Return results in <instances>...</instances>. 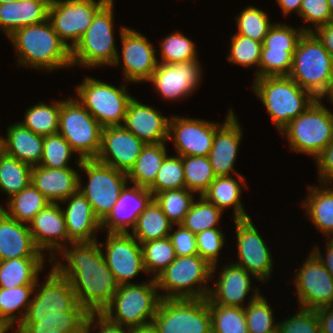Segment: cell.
Segmentation results:
<instances>
[{"label":"cell","instance_id":"obj_9","mask_svg":"<svg viewBox=\"0 0 333 333\" xmlns=\"http://www.w3.org/2000/svg\"><path fill=\"white\" fill-rule=\"evenodd\" d=\"M103 127L75 98L61 100L58 133L82 159H95L100 151Z\"/></svg>","mask_w":333,"mask_h":333},{"label":"cell","instance_id":"obj_2","mask_svg":"<svg viewBox=\"0 0 333 333\" xmlns=\"http://www.w3.org/2000/svg\"><path fill=\"white\" fill-rule=\"evenodd\" d=\"M8 39L19 66L47 72L72 67L71 49L59 38L48 19L17 29Z\"/></svg>","mask_w":333,"mask_h":333},{"label":"cell","instance_id":"obj_8","mask_svg":"<svg viewBox=\"0 0 333 333\" xmlns=\"http://www.w3.org/2000/svg\"><path fill=\"white\" fill-rule=\"evenodd\" d=\"M287 137L291 151L316 158L333 139V113L322 99L312 104L279 133Z\"/></svg>","mask_w":333,"mask_h":333},{"label":"cell","instance_id":"obj_11","mask_svg":"<svg viewBox=\"0 0 333 333\" xmlns=\"http://www.w3.org/2000/svg\"><path fill=\"white\" fill-rule=\"evenodd\" d=\"M77 166L88 176L87 183L83 185L79 174L78 190L85 196L95 216L102 222L112 211L122 189L128 184L127 173L100 163L96 159H82Z\"/></svg>","mask_w":333,"mask_h":333},{"label":"cell","instance_id":"obj_37","mask_svg":"<svg viewBox=\"0 0 333 333\" xmlns=\"http://www.w3.org/2000/svg\"><path fill=\"white\" fill-rule=\"evenodd\" d=\"M172 225L161 207L152 199L138 216L136 225L131 229L130 234L142 244L146 241L169 237Z\"/></svg>","mask_w":333,"mask_h":333},{"label":"cell","instance_id":"obj_16","mask_svg":"<svg viewBox=\"0 0 333 333\" xmlns=\"http://www.w3.org/2000/svg\"><path fill=\"white\" fill-rule=\"evenodd\" d=\"M236 232L237 258L234 264L254 275L260 282L269 281L273 271L274 258L251 217L233 219Z\"/></svg>","mask_w":333,"mask_h":333},{"label":"cell","instance_id":"obj_62","mask_svg":"<svg viewBox=\"0 0 333 333\" xmlns=\"http://www.w3.org/2000/svg\"><path fill=\"white\" fill-rule=\"evenodd\" d=\"M327 243L324 252L322 254L319 247L316 245L312 248V252L317 256V258L322 262L325 269L332 275L333 277V238H327ZM324 255V256H323Z\"/></svg>","mask_w":333,"mask_h":333},{"label":"cell","instance_id":"obj_1","mask_svg":"<svg viewBox=\"0 0 333 333\" xmlns=\"http://www.w3.org/2000/svg\"><path fill=\"white\" fill-rule=\"evenodd\" d=\"M68 245L58 253L67 263L64 265L55 256L51 266L69 280L79 305L88 313H101L119 284L105 262L98 240Z\"/></svg>","mask_w":333,"mask_h":333},{"label":"cell","instance_id":"obj_5","mask_svg":"<svg viewBox=\"0 0 333 333\" xmlns=\"http://www.w3.org/2000/svg\"><path fill=\"white\" fill-rule=\"evenodd\" d=\"M114 0H109L93 17L91 25L71 49L72 66H112L118 50L114 37Z\"/></svg>","mask_w":333,"mask_h":333},{"label":"cell","instance_id":"obj_56","mask_svg":"<svg viewBox=\"0 0 333 333\" xmlns=\"http://www.w3.org/2000/svg\"><path fill=\"white\" fill-rule=\"evenodd\" d=\"M278 330L280 333H321L316 310L302 307L291 317L278 322Z\"/></svg>","mask_w":333,"mask_h":333},{"label":"cell","instance_id":"obj_17","mask_svg":"<svg viewBox=\"0 0 333 333\" xmlns=\"http://www.w3.org/2000/svg\"><path fill=\"white\" fill-rule=\"evenodd\" d=\"M294 276L299 307L318 309L333 306V277L310 250Z\"/></svg>","mask_w":333,"mask_h":333},{"label":"cell","instance_id":"obj_25","mask_svg":"<svg viewBox=\"0 0 333 333\" xmlns=\"http://www.w3.org/2000/svg\"><path fill=\"white\" fill-rule=\"evenodd\" d=\"M217 280L215 279L214 288H210L208 298L216 304L231 306V307H243L246 296L259 293L258 287L252 289L251 277L259 281L254 275L247 272L241 266L234 263L229 265H223ZM253 290V291H252Z\"/></svg>","mask_w":333,"mask_h":333},{"label":"cell","instance_id":"obj_28","mask_svg":"<svg viewBox=\"0 0 333 333\" xmlns=\"http://www.w3.org/2000/svg\"><path fill=\"white\" fill-rule=\"evenodd\" d=\"M31 183L51 203H60L78 191L79 173L72 167L52 169L33 166Z\"/></svg>","mask_w":333,"mask_h":333},{"label":"cell","instance_id":"obj_30","mask_svg":"<svg viewBox=\"0 0 333 333\" xmlns=\"http://www.w3.org/2000/svg\"><path fill=\"white\" fill-rule=\"evenodd\" d=\"M51 0H17L0 4V30L6 37L17 29L48 19Z\"/></svg>","mask_w":333,"mask_h":333},{"label":"cell","instance_id":"obj_63","mask_svg":"<svg viewBox=\"0 0 333 333\" xmlns=\"http://www.w3.org/2000/svg\"><path fill=\"white\" fill-rule=\"evenodd\" d=\"M321 333H333V306L316 309Z\"/></svg>","mask_w":333,"mask_h":333},{"label":"cell","instance_id":"obj_21","mask_svg":"<svg viewBox=\"0 0 333 333\" xmlns=\"http://www.w3.org/2000/svg\"><path fill=\"white\" fill-rule=\"evenodd\" d=\"M145 143L123 125L102 129L101 147L95 158L100 163L128 173Z\"/></svg>","mask_w":333,"mask_h":333},{"label":"cell","instance_id":"obj_66","mask_svg":"<svg viewBox=\"0 0 333 333\" xmlns=\"http://www.w3.org/2000/svg\"><path fill=\"white\" fill-rule=\"evenodd\" d=\"M12 327L5 321L0 320V333H7Z\"/></svg>","mask_w":333,"mask_h":333},{"label":"cell","instance_id":"obj_18","mask_svg":"<svg viewBox=\"0 0 333 333\" xmlns=\"http://www.w3.org/2000/svg\"><path fill=\"white\" fill-rule=\"evenodd\" d=\"M103 257L119 285L130 284V280L145 271L141 244L129 233L107 232L105 245L99 242Z\"/></svg>","mask_w":333,"mask_h":333},{"label":"cell","instance_id":"obj_3","mask_svg":"<svg viewBox=\"0 0 333 333\" xmlns=\"http://www.w3.org/2000/svg\"><path fill=\"white\" fill-rule=\"evenodd\" d=\"M252 92L264 104L280 133L316 99L289 76H268L253 80Z\"/></svg>","mask_w":333,"mask_h":333},{"label":"cell","instance_id":"obj_29","mask_svg":"<svg viewBox=\"0 0 333 333\" xmlns=\"http://www.w3.org/2000/svg\"><path fill=\"white\" fill-rule=\"evenodd\" d=\"M13 258H45L34 244L29 225L8 217L0 209V261Z\"/></svg>","mask_w":333,"mask_h":333},{"label":"cell","instance_id":"obj_60","mask_svg":"<svg viewBox=\"0 0 333 333\" xmlns=\"http://www.w3.org/2000/svg\"><path fill=\"white\" fill-rule=\"evenodd\" d=\"M319 183H333V139L326 148L314 158Z\"/></svg>","mask_w":333,"mask_h":333},{"label":"cell","instance_id":"obj_70","mask_svg":"<svg viewBox=\"0 0 333 333\" xmlns=\"http://www.w3.org/2000/svg\"><path fill=\"white\" fill-rule=\"evenodd\" d=\"M272 333H280V331L277 329V330H275V331L272 332Z\"/></svg>","mask_w":333,"mask_h":333},{"label":"cell","instance_id":"obj_6","mask_svg":"<svg viewBox=\"0 0 333 333\" xmlns=\"http://www.w3.org/2000/svg\"><path fill=\"white\" fill-rule=\"evenodd\" d=\"M211 271L212 265L198 254L176 257L155 277L158 291L163 290L159 293L160 298H207L211 288L207 284L211 281Z\"/></svg>","mask_w":333,"mask_h":333},{"label":"cell","instance_id":"obj_50","mask_svg":"<svg viewBox=\"0 0 333 333\" xmlns=\"http://www.w3.org/2000/svg\"><path fill=\"white\" fill-rule=\"evenodd\" d=\"M185 186L183 157L166 155L157 173L153 184L148 190L154 196L156 193L166 190L183 189Z\"/></svg>","mask_w":333,"mask_h":333},{"label":"cell","instance_id":"obj_49","mask_svg":"<svg viewBox=\"0 0 333 333\" xmlns=\"http://www.w3.org/2000/svg\"><path fill=\"white\" fill-rule=\"evenodd\" d=\"M296 48L262 47L259 71L254 78L289 76Z\"/></svg>","mask_w":333,"mask_h":333},{"label":"cell","instance_id":"obj_69","mask_svg":"<svg viewBox=\"0 0 333 333\" xmlns=\"http://www.w3.org/2000/svg\"><path fill=\"white\" fill-rule=\"evenodd\" d=\"M13 1H17V0H0V4L6 3V2H13Z\"/></svg>","mask_w":333,"mask_h":333},{"label":"cell","instance_id":"obj_31","mask_svg":"<svg viewBox=\"0 0 333 333\" xmlns=\"http://www.w3.org/2000/svg\"><path fill=\"white\" fill-rule=\"evenodd\" d=\"M6 131L5 137L0 135V149L32 167L39 165L44 136L35 134L21 122L9 125Z\"/></svg>","mask_w":333,"mask_h":333},{"label":"cell","instance_id":"obj_65","mask_svg":"<svg viewBox=\"0 0 333 333\" xmlns=\"http://www.w3.org/2000/svg\"><path fill=\"white\" fill-rule=\"evenodd\" d=\"M130 333H159L157 328L151 323L141 327L130 328Z\"/></svg>","mask_w":333,"mask_h":333},{"label":"cell","instance_id":"obj_45","mask_svg":"<svg viewBox=\"0 0 333 333\" xmlns=\"http://www.w3.org/2000/svg\"><path fill=\"white\" fill-rule=\"evenodd\" d=\"M197 198L185 215L181 225L195 235L207 229L219 228L218 225L223 211L203 196H198Z\"/></svg>","mask_w":333,"mask_h":333},{"label":"cell","instance_id":"obj_59","mask_svg":"<svg viewBox=\"0 0 333 333\" xmlns=\"http://www.w3.org/2000/svg\"><path fill=\"white\" fill-rule=\"evenodd\" d=\"M130 333V328L110 321L102 313H89L85 323V333Z\"/></svg>","mask_w":333,"mask_h":333},{"label":"cell","instance_id":"obj_15","mask_svg":"<svg viewBox=\"0 0 333 333\" xmlns=\"http://www.w3.org/2000/svg\"><path fill=\"white\" fill-rule=\"evenodd\" d=\"M50 269L42 284L38 279L25 317L64 316V312H87L78 304L69 280L62 277L52 266Z\"/></svg>","mask_w":333,"mask_h":333},{"label":"cell","instance_id":"obj_39","mask_svg":"<svg viewBox=\"0 0 333 333\" xmlns=\"http://www.w3.org/2000/svg\"><path fill=\"white\" fill-rule=\"evenodd\" d=\"M35 286L0 288V320L7 322L13 329L16 324L18 327L26 316Z\"/></svg>","mask_w":333,"mask_h":333},{"label":"cell","instance_id":"obj_58","mask_svg":"<svg viewBox=\"0 0 333 333\" xmlns=\"http://www.w3.org/2000/svg\"><path fill=\"white\" fill-rule=\"evenodd\" d=\"M173 226L175 225H172L169 238L174 247L176 257L198 254L196 235L189 229L184 228L181 224L177 225L178 228L176 230Z\"/></svg>","mask_w":333,"mask_h":333},{"label":"cell","instance_id":"obj_61","mask_svg":"<svg viewBox=\"0 0 333 333\" xmlns=\"http://www.w3.org/2000/svg\"><path fill=\"white\" fill-rule=\"evenodd\" d=\"M312 32L322 42L333 59V22L321 25Z\"/></svg>","mask_w":333,"mask_h":333},{"label":"cell","instance_id":"obj_43","mask_svg":"<svg viewBox=\"0 0 333 333\" xmlns=\"http://www.w3.org/2000/svg\"><path fill=\"white\" fill-rule=\"evenodd\" d=\"M211 314L212 333H249L243 307L213 303L206 298Z\"/></svg>","mask_w":333,"mask_h":333},{"label":"cell","instance_id":"obj_24","mask_svg":"<svg viewBox=\"0 0 333 333\" xmlns=\"http://www.w3.org/2000/svg\"><path fill=\"white\" fill-rule=\"evenodd\" d=\"M169 120L159 110L133 97L127 106L123 126L145 144L168 141Z\"/></svg>","mask_w":333,"mask_h":333},{"label":"cell","instance_id":"obj_52","mask_svg":"<svg viewBox=\"0 0 333 333\" xmlns=\"http://www.w3.org/2000/svg\"><path fill=\"white\" fill-rule=\"evenodd\" d=\"M230 49L227 60L244 68L256 66L255 74L259 71L262 42L255 41L241 34H234L230 38Z\"/></svg>","mask_w":333,"mask_h":333},{"label":"cell","instance_id":"obj_68","mask_svg":"<svg viewBox=\"0 0 333 333\" xmlns=\"http://www.w3.org/2000/svg\"><path fill=\"white\" fill-rule=\"evenodd\" d=\"M329 4V9L333 18V0H327Z\"/></svg>","mask_w":333,"mask_h":333},{"label":"cell","instance_id":"obj_14","mask_svg":"<svg viewBox=\"0 0 333 333\" xmlns=\"http://www.w3.org/2000/svg\"><path fill=\"white\" fill-rule=\"evenodd\" d=\"M119 32L122 56L118 52L113 66H119L122 63L123 66H120L126 82L147 83L158 65L157 50L146 36L135 29L123 25Z\"/></svg>","mask_w":333,"mask_h":333},{"label":"cell","instance_id":"obj_36","mask_svg":"<svg viewBox=\"0 0 333 333\" xmlns=\"http://www.w3.org/2000/svg\"><path fill=\"white\" fill-rule=\"evenodd\" d=\"M166 143L145 144L134 166L127 173L128 183L148 189L168 154Z\"/></svg>","mask_w":333,"mask_h":333},{"label":"cell","instance_id":"obj_67","mask_svg":"<svg viewBox=\"0 0 333 333\" xmlns=\"http://www.w3.org/2000/svg\"><path fill=\"white\" fill-rule=\"evenodd\" d=\"M325 96L332 104L333 103V82H332L330 90L328 91V93Z\"/></svg>","mask_w":333,"mask_h":333},{"label":"cell","instance_id":"obj_22","mask_svg":"<svg viewBox=\"0 0 333 333\" xmlns=\"http://www.w3.org/2000/svg\"><path fill=\"white\" fill-rule=\"evenodd\" d=\"M243 129L238 117L229 109L224 123L216 130L211 151L208 155L212 171L216 177L239 174L234 168Z\"/></svg>","mask_w":333,"mask_h":333},{"label":"cell","instance_id":"obj_32","mask_svg":"<svg viewBox=\"0 0 333 333\" xmlns=\"http://www.w3.org/2000/svg\"><path fill=\"white\" fill-rule=\"evenodd\" d=\"M235 176L238 178L237 180L231 176L216 177L202 196L223 212L232 207L234 219H246L250 216L247 214L240 197L242 186H247V184L244 176L240 174Z\"/></svg>","mask_w":333,"mask_h":333},{"label":"cell","instance_id":"obj_41","mask_svg":"<svg viewBox=\"0 0 333 333\" xmlns=\"http://www.w3.org/2000/svg\"><path fill=\"white\" fill-rule=\"evenodd\" d=\"M61 100L52 104L39 102L26 109L21 123L35 134L48 136L58 133Z\"/></svg>","mask_w":333,"mask_h":333},{"label":"cell","instance_id":"obj_10","mask_svg":"<svg viewBox=\"0 0 333 333\" xmlns=\"http://www.w3.org/2000/svg\"><path fill=\"white\" fill-rule=\"evenodd\" d=\"M76 86V98L104 128L123 125L126 109L133 98L128 83L118 88L104 81L86 76Z\"/></svg>","mask_w":333,"mask_h":333},{"label":"cell","instance_id":"obj_47","mask_svg":"<svg viewBox=\"0 0 333 333\" xmlns=\"http://www.w3.org/2000/svg\"><path fill=\"white\" fill-rule=\"evenodd\" d=\"M183 168L186 189L198 196H202L216 178L208 156H185Z\"/></svg>","mask_w":333,"mask_h":333},{"label":"cell","instance_id":"obj_20","mask_svg":"<svg viewBox=\"0 0 333 333\" xmlns=\"http://www.w3.org/2000/svg\"><path fill=\"white\" fill-rule=\"evenodd\" d=\"M199 59L176 64L158 63L148 83H152L163 100L179 101L196 91L203 75Z\"/></svg>","mask_w":333,"mask_h":333},{"label":"cell","instance_id":"obj_54","mask_svg":"<svg viewBox=\"0 0 333 333\" xmlns=\"http://www.w3.org/2000/svg\"><path fill=\"white\" fill-rule=\"evenodd\" d=\"M222 231L220 228H211L196 235L198 255L212 265L211 279H213V275L218 269L220 250H222L225 243V236Z\"/></svg>","mask_w":333,"mask_h":333},{"label":"cell","instance_id":"obj_55","mask_svg":"<svg viewBox=\"0 0 333 333\" xmlns=\"http://www.w3.org/2000/svg\"><path fill=\"white\" fill-rule=\"evenodd\" d=\"M311 26L292 27L288 24L274 23L263 39L262 47L296 48L304 32H312Z\"/></svg>","mask_w":333,"mask_h":333},{"label":"cell","instance_id":"obj_23","mask_svg":"<svg viewBox=\"0 0 333 333\" xmlns=\"http://www.w3.org/2000/svg\"><path fill=\"white\" fill-rule=\"evenodd\" d=\"M35 246L54 259L67 246V230L59 203H50L28 224ZM57 252V253H56Z\"/></svg>","mask_w":333,"mask_h":333},{"label":"cell","instance_id":"obj_34","mask_svg":"<svg viewBox=\"0 0 333 333\" xmlns=\"http://www.w3.org/2000/svg\"><path fill=\"white\" fill-rule=\"evenodd\" d=\"M88 312H64V316L25 317L15 333H85Z\"/></svg>","mask_w":333,"mask_h":333},{"label":"cell","instance_id":"obj_57","mask_svg":"<svg viewBox=\"0 0 333 333\" xmlns=\"http://www.w3.org/2000/svg\"><path fill=\"white\" fill-rule=\"evenodd\" d=\"M298 16L317 27L333 22L327 0H302Z\"/></svg>","mask_w":333,"mask_h":333},{"label":"cell","instance_id":"obj_42","mask_svg":"<svg viewBox=\"0 0 333 333\" xmlns=\"http://www.w3.org/2000/svg\"><path fill=\"white\" fill-rule=\"evenodd\" d=\"M244 311L249 333H272L278 329L274 311L263 294H252Z\"/></svg>","mask_w":333,"mask_h":333},{"label":"cell","instance_id":"obj_44","mask_svg":"<svg viewBox=\"0 0 333 333\" xmlns=\"http://www.w3.org/2000/svg\"><path fill=\"white\" fill-rule=\"evenodd\" d=\"M195 195L194 192L183 188L156 193L153 199L161 207L169 221L173 225H178L183 222L185 215L189 212L196 199Z\"/></svg>","mask_w":333,"mask_h":333},{"label":"cell","instance_id":"obj_12","mask_svg":"<svg viewBox=\"0 0 333 333\" xmlns=\"http://www.w3.org/2000/svg\"><path fill=\"white\" fill-rule=\"evenodd\" d=\"M152 324L159 333H212L206 298L161 299Z\"/></svg>","mask_w":333,"mask_h":333},{"label":"cell","instance_id":"obj_40","mask_svg":"<svg viewBox=\"0 0 333 333\" xmlns=\"http://www.w3.org/2000/svg\"><path fill=\"white\" fill-rule=\"evenodd\" d=\"M32 166L9 156L0 149V191L8 199L31 183Z\"/></svg>","mask_w":333,"mask_h":333},{"label":"cell","instance_id":"obj_13","mask_svg":"<svg viewBox=\"0 0 333 333\" xmlns=\"http://www.w3.org/2000/svg\"><path fill=\"white\" fill-rule=\"evenodd\" d=\"M108 1L51 0L48 20L59 38L72 49L91 25L93 17Z\"/></svg>","mask_w":333,"mask_h":333},{"label":"cell","instance_id":"obj_46","mask_svg":"<svg viewBox=\"0 0 333 333\" xmlns=\"http://www.w3.org/2000/svg\"><path fill=\"white\" fill-rule=\"evenodd\" d=\"M159 47L161 60L158 63H186L198 59L195 43L178 30L163 38Z\"/></svg>","mask_w":333,"mask_h":333},{"label":"cell","instance_id":"obj_64","mask_svg":"<svg viewBox=\"0 0 333 333\" xmlns=\"http://www.w3.org/2000/svg\"><path fill=\"white\" fill-rule=\"evenodd\" d=\"M282 9L283 16H288L290 13L295 12L297 15L300 12L302 0H276Z\"/></svg>","mask_w":333,"mask_h":333},{"label":"cell","instance_id":"obj_26","mask_svg":"<svg viewBox=\"0 0 333 333\" xmlns=\"http://www.w3.org/2000/svg\"><path fill=\"white\" fill-rule=\"evenodd\" d=\"M152 199V193L148 189L137 185L127 186L126 184L112 211L101 222L102 230L129 233L130 227L132 229L135 227L138 216Z\"/></svg>","mask_w":333,"mask_h":333},{"label":"cell","instance_id":"obj_4","mask_svg":"<svg viewBox=\"0 0 333 333\" xmlns=\"http://www.w3.org/2000/svg\"><path fill=\"white\" fill-rule=\"evenodd\" d=\"M289 77L316 99H324L333 82V59L313 32H304Z\"/></svg>","mask_w":333,"mask_h":333},{"label":"cell","instance_id":"obj_38","mask_svg":"<svg viewBox=\"0 0 333 333\" xmlns=\"http://www.w3.org/2000/svg\"><path fill=\"white\" fill-rule=\"evenodd\" d=\"M51 202L41 194L32 183L14 194L0 209L10 218L25 224H29L37 213L43 210Z\"/></svg>","mask_w":333,"mask_h":333},{"label":"cell","instance_id":"obj_51","mask_svg":"<svg viewBox=\"0 0 333 333\" xmlns=\"http://www.w3.org/2000/svg\"><path fill=\"white\" fill-rule=\"evenodd\" d=\"M270 21L271 19L267 12H264L256 6H247L236 17L237 34L250 37L255 41L263 42L269 29L274 24Z\"/></svg>","mask_w":333,"mask_h":333},{"label":"cell","instance_id":"obj_35","mask_svg":"<svg viewBox=\"0 0 333 333\" xmlns=\"http://www.w3.org/2000/svg\"><path fill=\"white\" fill-rule=\"evenodd\" d=\"M46 258H13L0 261V288L36 285Z\"/></svg>","mask_w":333,"mask_h":333},{"label":"cell","instance_id":"obj_33","mask_svg":"<svg viewBox=\"0 0 333 333\" xmlns=\"http://www.w3.org/2000/svg\"><path fill=\"white\" fill-rule=\"evenodd\" d=\"M328 185L308 186V196L300 204L316 229L326 236L325 239L333 238V188H328Z\"/></svg>","mask_w":333,"mask_h":333},{"label":"cell","instance_id":"obj_19","mask_svg":"<svg viewBox=\"0 0 333 333\" xmlns=\"http://www.w3.org/2000/svg\"><path fill=\"white\" fill-rule=\"evenodd\" d=\"M220 123L206 119L171 116L168 141L172 140L178 155L208 156Z\"/></svg>","mask_w":333,"mask_h":333},{"label":"cell","instance_id":"obj_48","mask_svg":"<svg viewBox=\"0 0 333 333\" xmlns=\"http://www.w3.org/2000/svg\"><path fill=\"white\" fill-rule=\"evenodd\" d=\"M141 249L145 271L152 278H155L167 268L176 258L174 247L169 237L146 241L141 244Z\"/></svg>","mask_w":333,"mask_h":333},{"label":"cell","instance_id":"obj_7","mask_svg":"<svg viewBox=\"0 0 333 333\" xmlns=\"http://www.w3.org/2000/svg\"><path fill=\"white\" fill-rule=\"evenodd\" d=\"M150 279L119 285L111 302L101 313L110 321L128 328L151 324L161 298L155 278Z\"/></svg>","mask_w":333,"mask_h":333},{"label":"cell","instance_id":"obj_27","mask_svg":"<svg viewBox=\"0 0 333 333\" xmlns=\"http://www.w3.org/2000/svg\"><path fill=\"white\" fill-rule=\"evenodd\" d=\"M62 203L67 204L65 208L61 207L66 223L67 244L97 240L96 233L102 231V225L85 196L78 190Z\"/></svg>","mask_w":333,"mask_h":333},{"label":"cell","instance_id":"obj_53","mask_svg":"<svg viewBox=\"0 0 333 333\" xmlns=\"http://www.w3.org/2000/svg\"><path fill=\"white\" fill-rule=\"evenodd\" d=\"M75 153L59 133L44 136L43 155L39 165L52 169L67 168Z\"/></svg>","mask_w":333,"mask_h":333}]
</instances>
